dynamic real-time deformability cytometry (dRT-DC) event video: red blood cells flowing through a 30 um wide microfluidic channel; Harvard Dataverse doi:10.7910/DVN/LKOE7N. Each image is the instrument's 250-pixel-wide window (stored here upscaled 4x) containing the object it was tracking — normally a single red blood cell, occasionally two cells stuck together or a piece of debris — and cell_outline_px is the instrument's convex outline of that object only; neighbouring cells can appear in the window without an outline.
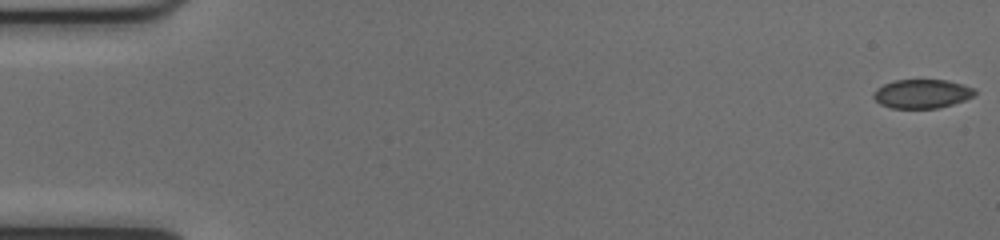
{"species": "common noctule bat (a hibernating species)", "species_latin": "Nyctalus noctula", "temperature_condition": "cold", "stored_images_in_passage": 52, "camera_frame_rate_fps": 3000, "um_per_image_px": 0.085, "animal": {"sex": "female", "body_mass_g": 17.0, "forearm_length_mm": 48.0}, "frame": {"image": 1, "passage_image": 1, "time_ms": 0.0, "image_size_px": [1000, 240], "cell_outline_px": [[976, 92], [972, 96], [964, 100], [952, 104], [936, 108], [892, 108], [880, 104], [872, 96], [872, 92], [876, 88], [884, 84], [896, 80], [948, 80], [972, 88]], "centroid_in_image_um": [78.31, 7.97], "position_along_channel_um": 6.7, "area_um2": 16.88}}
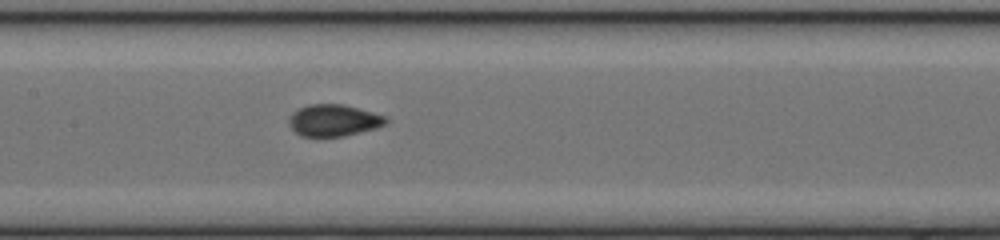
{"frame": {"image": 2, "passage_image": 26, "time_ms": 8.333, "image_size_px": [1000, 240], "cell_outline_px": [[388, 124], [376, 128], [344, 136], [300, 136], [288, 124], [288, 116], [292, 112], [308, 104], [344, 104], [388, 116]], "centroid_in_image_um": [28.38, 10.22], "position_along_channel_um": 179.0, "area_um2": 18.15}}
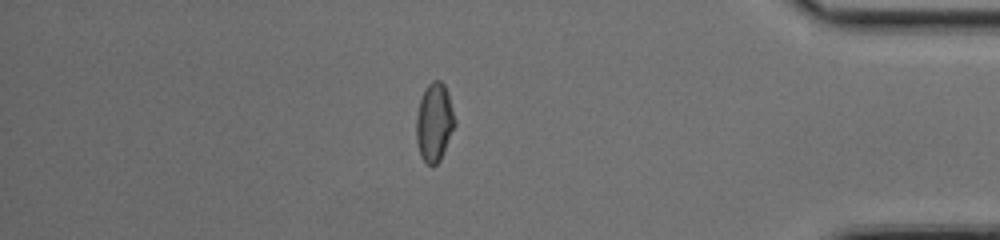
{"frame": {"image": 3, "passage_image": 45, "time_ms": 14.667, "image_size_px": [1000, 240], "cell_outline_px": [[456, 124], [440, 160], [432, 168], [420, 156], [416, 140], [416, 116], [420, 100], [424, 88], [432, 80], [440, 80], [444, 84], [448, 92], [456, 120]], "centroid_in_image_um": [36.92, 10.39], "position_along_channel_um": 398.3, "area_um2": 17.86}}